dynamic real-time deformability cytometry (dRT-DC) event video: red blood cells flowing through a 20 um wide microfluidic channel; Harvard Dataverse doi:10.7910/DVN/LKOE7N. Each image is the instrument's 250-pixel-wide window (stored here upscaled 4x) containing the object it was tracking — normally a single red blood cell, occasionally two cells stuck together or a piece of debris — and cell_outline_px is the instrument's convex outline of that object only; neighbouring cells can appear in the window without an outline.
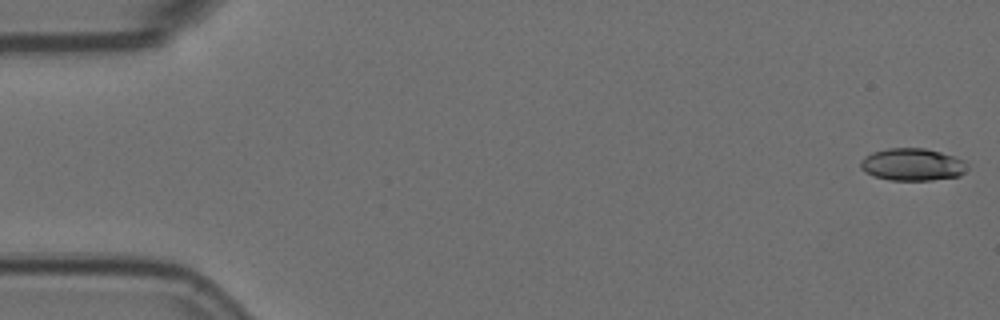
{"species": "Egyptian fruit bat (a non-hibernating species)", "species_latin": "Rousettus aegyptiacus", "temperature_condition": "room temperature", "stored_images_in_passage": 57, "camera_frame_rate_fps": 3000, "um_per_image_px": 0.085, "animal": {"sex": "female"}, "frame": {"image": 1, "passage_image": 1, "time_ms": 0.0, "image_size_px": [1000, 320], "cell_outline_px": [[968, 168], [960, 176], [932, 180], [888, 180], [872, 176], [864, 172], [860, 168], [860, 160], [864, 156], [872, 152], [888, 148], [924, 148], [940, 152], [964, 160], [968, 164]], "centroid_in_image_um": [77.52, 13.99], "position_along_channel_um": 7.5, "area_um2": 20.35}}
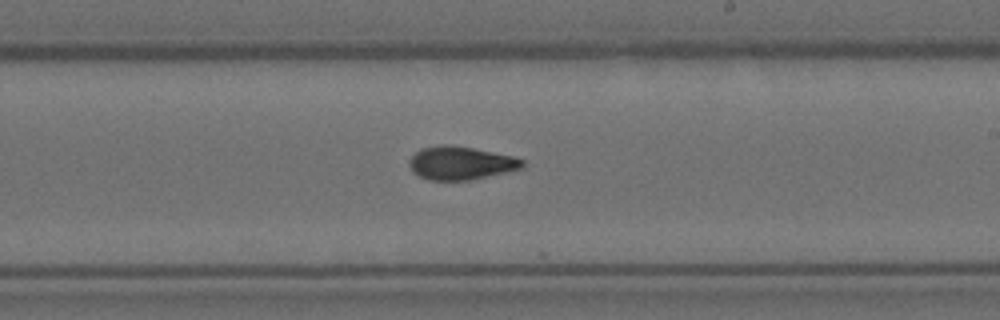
{"frame": {"image": 2, "passage_image": 33, "time_ms": 10.667, "image_size_px": [1000, 320], "cell_outline_px": [[524, 164], [520, 168], [504, 172], [468, 180], [428, 180], [412, 172], [408, 164], [408, 160], [420, 148], [440, 144], [452, 144], [512, 156], [524, 160]], "centroid_in_image_um": [39.08, 13.84], "position_along_channel_um": 249.9, "area_um2": 21.79}}
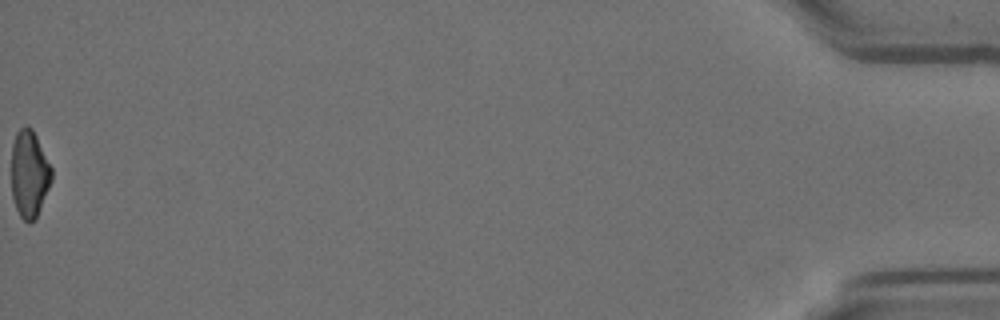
{"frame": {"image": 3, "passage_image": 57, "time_ms": 18.667, "image_size_px": [1000, 320], "cell_outline_px": [[52, 180], [36, 220], [28, 224], [20, 216], [16, 208], [12, 196], [12, 144], [16, 132], [24, 124], [28, 124], [32, 128], [52, 168]], "centroid_in_image_um": [2.49, 14.79], "position_along_channel_um": 432.7, "area_um2": 20.63}, "authors_computed_cell_mechanics": {"area_um2": 21.2704, "velocity_mm_per_s": 3.6029, "shape_relaxation_time_tau1_ms": 6.26, "shape_relaxation_time_tau2_ms": 4.1562, "deformation_change_tau1": 0.1816, "deformation_change_tau2": 0.0884}}